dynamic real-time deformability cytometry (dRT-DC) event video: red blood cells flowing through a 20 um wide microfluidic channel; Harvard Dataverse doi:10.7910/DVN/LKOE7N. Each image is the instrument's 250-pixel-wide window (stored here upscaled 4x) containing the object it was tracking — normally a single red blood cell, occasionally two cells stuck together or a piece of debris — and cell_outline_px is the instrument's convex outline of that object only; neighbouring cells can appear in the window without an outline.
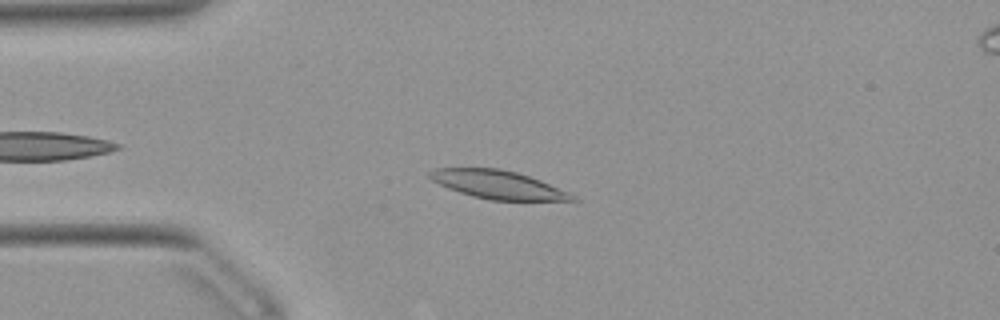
{"species": "Egyptian fruit bat (a non-hibernating species)", "species_latin": "Rousettus aegyptiacus", "temperature_condition": "warm", "stored_images_in_passage": 34, "camera_frame_rate_fps": 3000, "um_per_image_px": 0.085, "animal": {"sex": "female"}, "frame": {"image": 1, "passage_image": 6, "time_ms": 1.667, "image_size_px": [1000, 320], "cell_outline_px": [[580, 200], [488, 200], [472, 196], [448, 188], [432, 180], [428, 176], [428, 172], [436, 168], [500, 168], [516, 172], [540, 180], [568, 192], [576, 196]], "centroid_in_image_um": [42.3, 15.69], "position_along_channel_um": 42.7, "area_um2": 23.29}}
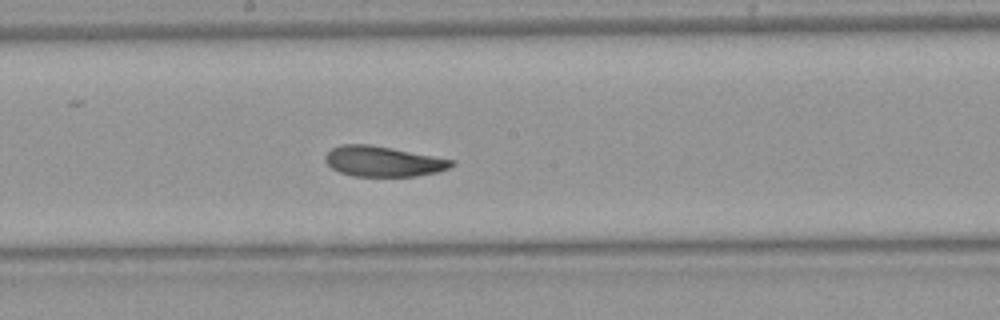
{"frame": {"image": 2, "passage_image": 21, "time_ms": 6.667, "image_size_px": [1000, 320], "cell_outline_px": [[456, 164], [448, 168], [436, 172], [416, 176], [352, 176], [340, 172], [332, 168], [324, 160], [324, 156], [332, 148], [340, 144], [368, 144], [392, 148], [456, 160]], "centroid_in_image_um": [32.57, 13.71], "position_along_channel_um": 215.6, "area_um2": 22.37}}
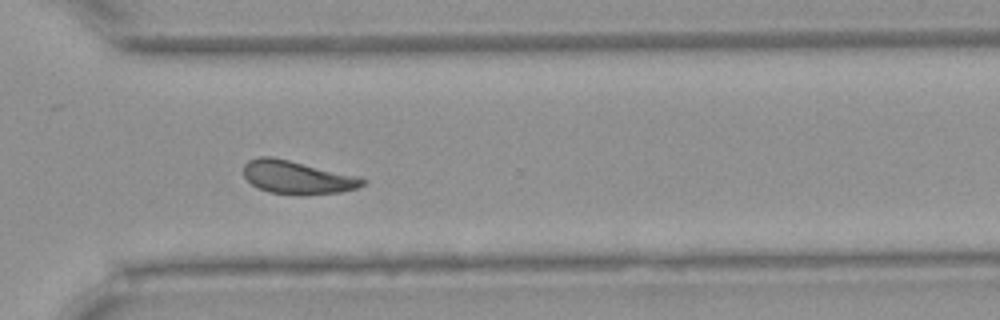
{"frame": {"image": 3, "passage_image": 31, "time_ms": 10.0, "image_size_px": [1000, 320], "cell_outline_px": [[368, 180], [364, 184], [356, 188], [340, 192], [304, 196], [300, 196], [268, 192], [252, 184], [244, 176], [244, 164], [248, 160], [260, 156], [272, 156], [360, 176]], "centroid_in_image_um": [25.29, 15.08], "position_along_channel_um": 345.3, "area_um2": 23.35}, "authors_computed_cell_mechanics": {"area_um2": 23.2067, "velocity_mm_per_s": 3.8817, "shape_relaxation_time_tau1_ms": 4.9439, "shape_relaxation_time_tau2_ms": 2.7257, "deformation_change_tau1": 0.1347, "deformation_change_tau2": 0.0752}}